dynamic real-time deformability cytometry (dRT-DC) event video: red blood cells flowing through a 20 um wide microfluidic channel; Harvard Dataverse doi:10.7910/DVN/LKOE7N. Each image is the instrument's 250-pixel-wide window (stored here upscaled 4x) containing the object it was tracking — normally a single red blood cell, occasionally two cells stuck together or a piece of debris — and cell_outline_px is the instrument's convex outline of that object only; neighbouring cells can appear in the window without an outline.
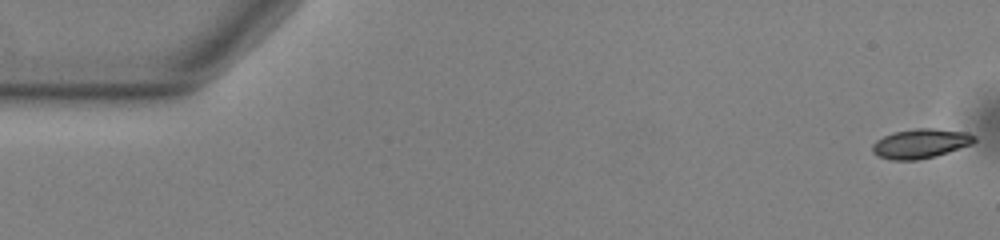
{"species": "common noctule bat (a hibernating species)", "species_latin": "Nyctalus noctula", "temperature_condition": "warm", "stored_images_in_passage": 15, "camera_frame_rate_fps": 3000, "um_per_image_px": 0.085, "animal": {"sex": "male", "body_mass_g": 13.0, "forearm_length_mm": 53.1}, "frame": {"image": 1, "passage_image": 1, "time_ms": 0.0, "image_size_px": [1000, 240], "cell_outline_px": [[976, 140], [972, 144], [936, 156], [916, 160], [892, 160], [880, 156], [872, 152], [872, 144], [876, 140], [892, 132], [916, 128], [932, 128], [968, 132], [976, 136]], "centroid_in_image_um": [78.26, 12.19], "position_along_channel_um": 6.7, "area_um2": 17.57}}
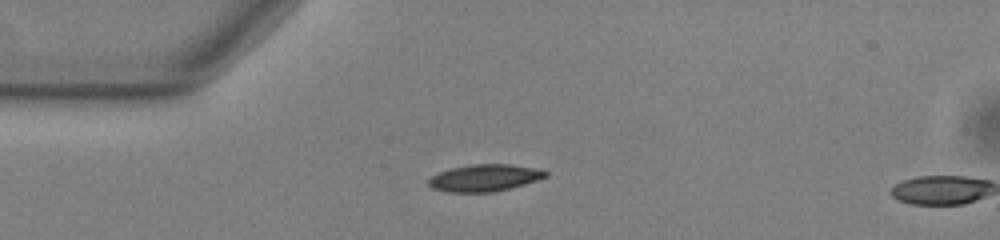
{"frame": {"image": 2, "passage_image": 14, "time_ms": 4.333, "image_size_px": [1000, 240], "cell_outline_px": [[548, 176], [512, 188], [492, 192], [448, 192], [432, 188], [428, 184], [428, 180], [432, 176], [440, 172], [452, 168], [472, 164], [512, 164], [532, 168], [548, 172]], "centroid_in_image_um": [41.18, 15.12], "position_along_channel_um": 43.8, "area_um2": 18.21}}